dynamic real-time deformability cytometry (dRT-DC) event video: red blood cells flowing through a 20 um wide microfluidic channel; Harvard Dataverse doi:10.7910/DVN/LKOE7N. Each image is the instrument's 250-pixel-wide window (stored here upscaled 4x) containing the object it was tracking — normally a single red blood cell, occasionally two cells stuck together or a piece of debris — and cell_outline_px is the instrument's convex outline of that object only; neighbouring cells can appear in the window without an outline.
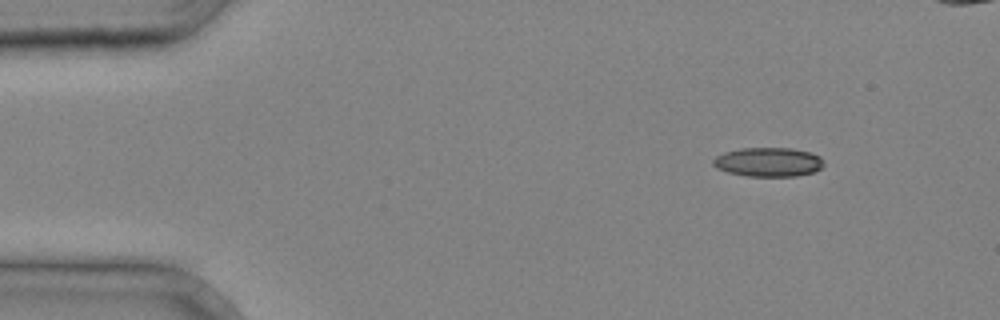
{"species": "common noctule bat (a hibernating species)", "species_latin": "Nyctalus noctula", "temperature_condition": "cold", "stored_images_in_passage": 4, "camera_frame_rate_fps": 3000, "um_per_image_px": 0.085, "animal": {"sex": "male", "body_mass_g": 20.4}, "frame": {"image": 1, "passage_image": 1, "time_ms": 0.0, "image_size_px": [1000, 320], "cell_outline_px": [[824, 164], [820, 168], [812, 172], [796, 176], [748, 176], [728, 172], [716, 168], [712, 164], [712, 160], [716, 156], [724, 152], [740, 148], [792, 148], [808, 152], [820, 156]], "centroid_in_image_um": [65.27, 13.77], "position_along_channel_um": 19.7, "area_um2": 18.73}}